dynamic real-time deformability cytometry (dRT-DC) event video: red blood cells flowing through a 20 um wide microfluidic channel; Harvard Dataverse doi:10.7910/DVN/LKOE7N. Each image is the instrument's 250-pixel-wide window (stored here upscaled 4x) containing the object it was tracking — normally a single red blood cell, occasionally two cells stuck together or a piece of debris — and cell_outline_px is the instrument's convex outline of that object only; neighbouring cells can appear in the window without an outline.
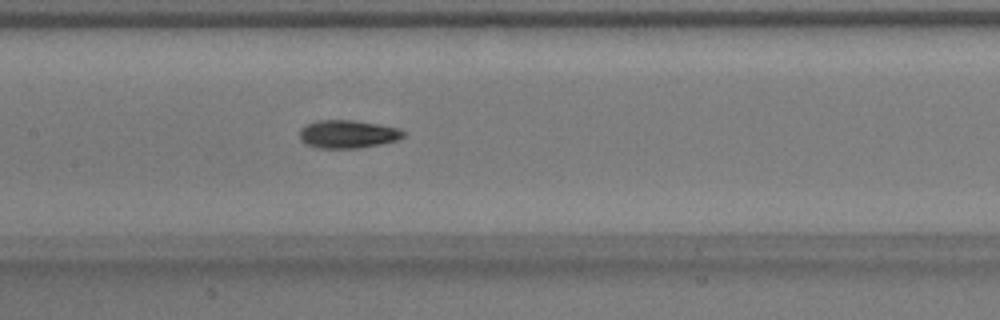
{"species": "common noctule bat (a hibernating species)", "species_latin": "Nyctalus noctula", "temperature_condition": "warm", "stored_images_in_passage": 39, "camera_frame_rate_fps": 3000, "um_per_image_px": 0.085, "animal": {"sex": "male", "body_mass_g": 17.9}, "frame": {"image": 1, "passage_image": 17, "time_ms": 5.333, "image_size_px": [1000, 320], "cell_outline_px": [[408, 132], [404, 136], [396, 140], [380, 144], [356, 148], [316, 148], [304, 144], [300, 140], [300, 128], [308, 124], [320, 120], [356, 120], [380, 124], [400, 128]], "centroid_in_image_um": [29.58, 11.39], "position_along_channel_um": 177.8, "area_um2": 17.17}}
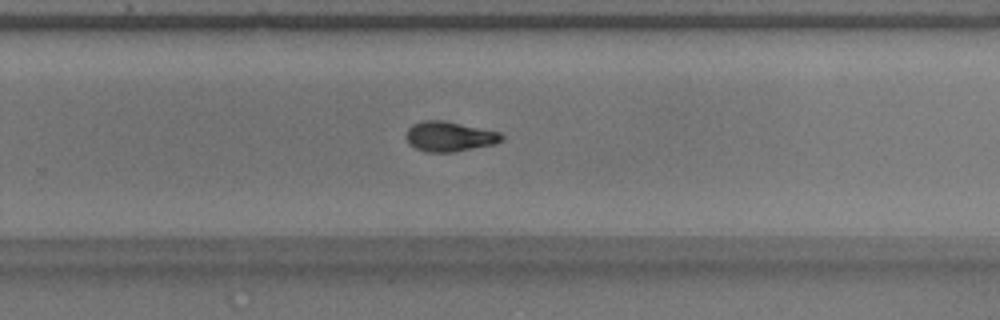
{"frame": {"image": 2, "passage_image": 26, "time_ms": 8.333, "image_size_px": [1000, 320], "cell_outline_px": [[504, 140], [496, 144], [456, 152], [428, 152], [416, 148], [408, 144], [404, 136], [408, 128], [412, 124], [424, 120], [444, 120], [500, 132], [504, 136]], "centroid_in_image_um": [38.2, 11.6], "position_along_channel_um": 291.6, "area_um2": 16.99}}
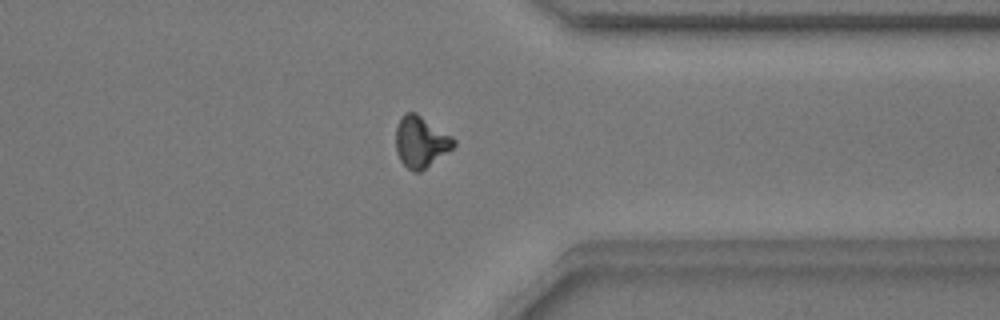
{"frame": {"image": 3, "passage_image": 33, "time_ms": 10.667, "image_size_px": [1000, 320], "cell_outline_px": [[456, 144], [452, 148], [420, 172], [412, 172], [400, 160], [396, 152], [396, 128], [404, 112], [416, 112], [452, 136], [456, 140]], "centroid_in_image_um": [35.76, 12.05], "position_along_channel_um": 375.6, "area_um2": 17.17}, "authors_computed_cell_mechanics": {"area_um2": 16.8776, "velocity_mm_per_s": 3.8016, "shape_relaxation_time_tau1_ms": 3.1212, "shape_relaxation_time_tau2_ms": 2.4815, "deformation_change_tau1": 0.1427, "deformation_change_tau2": 0.0787}}